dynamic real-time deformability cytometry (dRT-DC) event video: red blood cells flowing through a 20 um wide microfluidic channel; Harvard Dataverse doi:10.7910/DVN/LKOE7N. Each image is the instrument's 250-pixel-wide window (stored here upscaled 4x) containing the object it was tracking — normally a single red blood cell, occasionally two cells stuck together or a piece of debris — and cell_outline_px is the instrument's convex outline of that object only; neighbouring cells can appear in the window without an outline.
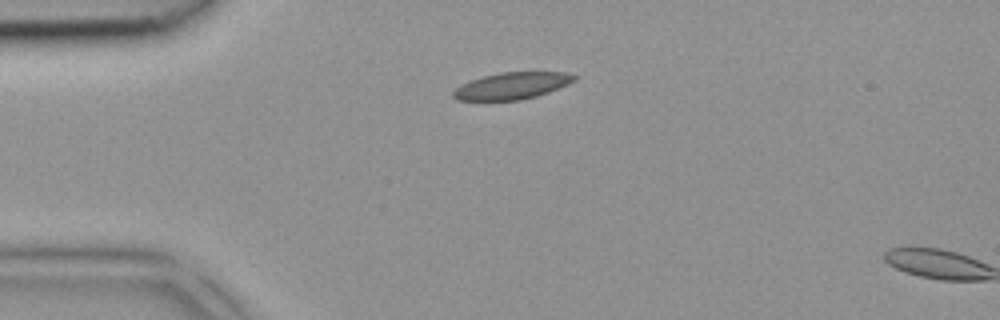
{"species": "common noctule bat (a hibernating species)", "species_latin": "Nyctalus noctula", "temperature_condition": "room temperature", "stored_images_in_passage": 2, "camera_frame_rate_fps": 3000, "um_per_image_px": 0.085, "animal": {"sex": "female", "body_mass_g": 18.4}, "frame": {"image": 1, "passage_image": 1, "time_ms": 0.0, "image_size_px": [1000, 320], "cell_outline_px": [[576, 80], [568, 84], [548, 92], [536, 96], [520, 100], [456, 100], [452, 96], [452, 92], [456, 88], [472, 80], [484, 76], [500, 72], [568, 72], [576, 76]], "centroid_in_image_um": [43.53, 7.29], "position_along_channel_um": 41.5, "area_um2": 18.73}}